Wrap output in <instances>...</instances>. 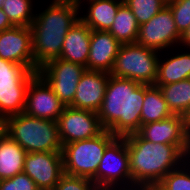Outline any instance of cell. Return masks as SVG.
Returning <instances> with one entry per match:
<instances>
[{
  "label": "cell",
  "mask_w": 190,
  "mask_h": 190,
  "mask_svg": "<svg viewBox=\"0 0 190 190\" xmlns=\"http://www.w3.org/2000/svg\"><path fill=\"white\" fill-rule=\"evenodd\" d=\"M144 97L145 84L110 75L97 112L102 127L116 137L137 133L141 127Z\"/></svg>",
  "instance_id": "1"
},
{
  "label": "cell",
  "mask_w": 190,
  "mask_h": 190,
  "mask_svg": "<svg viewBox=\"0 0 190 190\" xmlns=\"http://www.w3.org/2000/svg\"><path fill=\"white\" fill-rule=\"evenodd\" d=\"M83 13L77 0H52L46 9L36 13L31 24L35 66L58 59L64 38Z\"/></svg>",
  "instance_id": "2"
},
{
  "label": "cell",
  "mask_w": 190,
  "mask_h": 190,
  "mask_svg": "<svg viewBox=\"0 0 190 190\" xmlns=\"http://www.w3.org/2000/svg\"><path fill=\"white\" fill-rule=\"evenodd\" d=\"M124 138L129 154L133 190L157 186L170 171L189 159L177 146L152 143L138 133Z\"/></svg>",
  "instance_id": "3"
},
{
  "label": "cell",
  "mask_w": 190,
  "mask_h": 190,
  "mask_svg": "<svg viewBox=\"0 0 190 190\" xmlns=\"http://www.w3.org/2000/svg\"><path fill=\"white\" fill-rule=\"evenodd\" d=\"M2 130L27 153H62L56 121L29 116L23 112L7 117L2 122Z\"/></svg>",
  "instance_id": "4"
},
{
  "label": "cell",
  "mask_w": 190,
  "mask_h": 190,
  "mask_svg": "<svg viewBox=\"0 0 190 190\" xmlns=\"http://www.w3.org/2000/svg\"><path fill=\"white\" fill-rule=\"evenodd\" d=\"M115 138L109 130H104L94 138L63 145L64 174L92 179L97 173L106 147Z\"/></svg>",
  "instance_id": "5"
},
{
  "label": "cell",
  "mask_w": 190,
  "mask_h": 190,
  "mask_svg": "<svg viewBox=\"0 0 190 190\" xmlns=\"http://www.w3.org/2000/svg\"><path fill=\"white\" fill-rule=\"evenodd\" d=\"M161 52L138 43L122 44L110 75L154 85Z\"/></svg>",
  "instance_id": "6"
},
{
  "label": "cell",
  "mask_w": 190,
  "mask_h": 190,
  "mask_svg": "<svg viewBox=\"0 0 190 190\" xmlns=\"http://www.w3.org/2000/svg\"><path fill=\"white\" fill-rule=\"evenodd\" d=\"M38 74L24 65L0 58V120L24 112L26 91Z\"/></svg>",
  "instance_id": "7"
},
{
  "label": "cell",
  "mask_w": 190,
  "mask_h": 190,
  "mask_svg": "<svg viewBox=\"0 0 190 190\" xmlns=\"http://www.w3.org/2000/svg\"><path fill=\"white\" fill-rule=\"evenodd\" d=\"M91 180L101 190H133L124 137H116L106 147L97 173Z\"/></svg>",
  "instance_id": "8"
},
{
  "label": "cell",
  "mask_w": 190,
  "mask_h": 190,
  "mask_svg": "<svg viewBox=\"0 0 190 190\" xmlns=\"http://www.w3.org/2000/svg\"><path fill=\"white\" fill-rule=\"evenodd\" d=\"M181 36L173 13L166 5L148 22L140 25L136 43L163 53L175 45L180 46Z\"/></svg>",
  "instance_id": "9"
},
{
  "label": "cell",
  "mask_w": 190,
  "mask_h": 190,
  "mask_svg": "<svg viewBox=\"0 0 190 190\" xmlns=\"http://www.w3.org/2000/svg\"><path fill=\"white\" fill-rule=\"evenodd\" d=\"M85 70L86 67L80 64L58 58L47 62L38 70V74L65 106H69L73 102L76 87Z\"/></svg>",
  "instance_id": "10"
},
{
  "label": "cell",
  "mask_w": 190,
  "mask_h": 190,
  "mask_svg": "<svg viewBox=\"0 0 190 190\" xmlns=\"http://www.w3.org/2000/svg\"><path fill=\"white\" fill-rule=\"evenodd\" d=\"M56 122L62 146L74 141L94 138L105 130L96 112L70 106L64 108Z\"/></svg>",
  "instance_id": "11"
},
{
  "label": "cell",
  "mask_w": 190,
  "mask_h": 190,
  "mask_svg": "<svg viewBox=\"0 0 190 190\" xmlns=\"http://www.w3.org/2000/svg\"><path fill=\"white\" fill-rule=\"evenodd\" d=\"M65 107V104L39 74L30 81L26 91L24 113L41 119L57 121Z\"/></svg>",
  "instance_id": "12"
},
{
  "label": "cell",
  "mask_w": 190,
  "mask_h": 190,
  "mask_svg": "<svg viewBox=\"0 0 190 190\" xmlns=\"http://www.w3.org/2000/svg\"><path fill=\"white\" fill-rule=\"evenodd\" d=\"M137 133L152 143L175 145L190 158V135L182 115L173 114L161 121L141 125Z\"/></svg>",
  "instance_id": "13"
},
{
  "label": "cell",
  "mask_w": 190,
  "mask_h": 190,
  "mask_svg": "<svg viewBox=\"0 0 190 190\" xmlns=\"http://www.w3.org/2000/svg\"><path fill=\"white\" fill-rule=\"evenodd\" d=\"M23 172L35 182L39 190H54L64 174L62 153H26Z\"/></svg>",
  "instance_id": "14"
},
{
  "label": "cell",
  "mask_w": 190,
  "mask_h": 190,
  "mask_svg": "<svg viewBox=\"0 0 190 190\" xmlns=\"http://www.w3.org/2000/svg\"><path fill=\"white\" fill-rule=\"evenodd\" d=\"M0 58L38 72L34 62L31 27L13 26L1 31Z\"/></svg>",
  "instance_id": "15"
},
{
  "label": "cell",
  "mask_w": 190,
  "mask_h": 190,
  "mask_svg": "<svg viewBox=\"0 0 190 190\" xmlns=\"http://www.w3.org/2000/svg\"><path fill=\"white\" fill-rule=\"evenodd\" d=\"M110 73L94 70H85L82 74L73 102L72 108L98 112L106 92Z\"/></svg>",
  "instance_id": "16"
},
{
  "label": "cell",
  "mask_w": 190,
  "mask_h": 190,
  "mask_svg": "<svg viewBox=\"0 0 190 190\" xmlns=\"http://www.w3.org/2000/svg\"><path fill=\"white\" fill-rule=\"evenodd\" d=\"M121 45L109 31L91 30L86 70L110 73Z\"/></svg>",
  "instance_id": "17"
},
{
  "label": "cell",
  "mask_w": 190,
  "mask_h": 190,
  "mask_svg": "<svg viewBox=\"0 0 190 190\" xmlns=\"http://www.w3.org/2000/svg\"><path fill=\"white\" fill-rule=\"evenodd\" d=\"M90 37L91 29L79 19L67 32L59 58L87 67Z\"/></svg>",
  "instance_id": "18"
},
{
  "label": "cell",
  "mask_w": 190,
  "mask_h": 190,
  "mask_svg": "<svg viewBox=\"0 0 190 190\" xmlns=\"http://www.w3.org/2000/svg\"><path fill=\"white\" fill-rule=\"evenodd\" d=\"M80 8L83 2H87L88 8L86 14L80 13V19L91 30H104L108 31L113 24L114 18L119 7L123 2L119 0H77Z\"/></svg>",
  "instance_id": "19"
},
{
  "label": "cell",
  "mask_w": 190,
  "mask_h": 190,
  "mask_svg": "<svg viewBox=\"0 0 190 190\" xmlns=\"http://www.w3.org/2000/svg\"><path fill=\"white\" fill-rule=\"evenodd\" d=\"M179 51L171 56H169L168 50L165 51V55L168 52V58L164 53L160 55L157 79L154 85H167L190 78V49L184 50L185 52H182L180 49Z\"/></svg>",
  "instance_id": "20"
},
{
  "label": "cell",
  "mask_w": 190,
  "mask_h": 190,
  "mask_svg": "<svg viewBox=\"0 0 190 190\" xmlns=\"http://www.w3.org/2000/svg\"><path fill=\"white\" fill-rule=\"evenodd\" d=\"M26 151L3 131L0 133V180L23 172Z\"/></svg>",
  "instance_id": "21"
},
{
  "label": "cell",
  "mask_w": 190,
  "mask_h": 190,
  "mask_svg": "<svg viewBox=\"0 0 190 190\" xmlns=\"http://www.w3.org/2000/svg\"><path fill=\"white\" fill-rule=\"evenodd\" d=\"M169 110L163 94L158 86L145 84V97L141 110V125L161 121L170 117Z\"/></svg>",
  "instance_id": "22"
},
{
  "label": "cell",
  "mask_w": 190,
  "mask_h": 190,
  "mask_svg": "<svg viewBox=\"0 0 190 190\" xmlns=\"http://www.w3.org/2000/svg\"><path fill=\"white\" fill-rule=\"evenodd\" d=\"M139 23L124 3L119 7L113 24L108 30L121 44L136 43Z\"/></svg>",
  "instance_id": "23"
},
{
  "label": "cell",
  "mask_w": 190,
  "mask_h": 190,
  "mask_svg": "<svg viewBox=\"0 0 190 190\" xmlns=\"http://www.w3.org/2000/svg\"><path fill=\"white\" fill-rule=\"evenodd\" d=\"M158 86L172 114L182 115L190 107V78Z\"/></svg>",
  "instance_id": "24"
},
{
  "label": "cell",
  "mask_w": 190,
  "mask_h": 190,
  "mask_svg": "<svg viewBox=\"0 0 190 190\" xmlns=\"http://www.w3.org/2000/svg\"><path fill=\"white\" fill-rule=\"evenodd\" d=\"M33 0H3L2 10L13 26L30 27L35 17Z\"/></svg>",
  "instance_id": "25"
},
{
  "label": "cell",
  "mask_w": 190,
  "mask_h": 190,
  "mask_svg": "<svg viewBox=\"0 0 190 190\" xmlns=\"http://www.w3.org/2000/svg\"><path fill=\"white\" fill-rule=\"evenodd\" d=\"M157 187L160 190H190V158L170 171Z\"/></svg>",
  "instance_id": "26"
},
{
  "label": "cell",
  "mask_w": 190,
  "mask_h": 190,
  "mask_svg": "<svg viewBox=\"0 0 190 190\" xmlns=\"http://www.w3.org/2000/svg\"><path fill=\"white\" fill-rule=\"evenodd\" d=\"M123 3L130 8L139 25L148 22L166 6L161 0H125Z\"/></svg>",
  "instance_id": "27"
},
{
  "label": "cell",
  "mask_w": 190,
  "mask_h": 190,
  "mask_svg": "<svg viewBox=\"0 0 190 190\" xmlns=\"http://www.w3.org/2000/svg\"><path fill=\"white\" fill-rule=\"evenodd\" d=\"M167 6L171 9L177 30L182 35L190 25V0H174Z\"/></svg>",
  "instance_id": "28"
},
{
  "label": "cell",
  "mask_w": 190,
  "mask_h": 190,
  "mask_svg": "<svg viewBox=\"0 0 190 190\" xmlns=\"http://www.w3.org/2000/svg\"><path fill=\"white\" fill-rule=\"evenodd\" d=\"M54 190H101L91 179L63 174Z\"/></svg>",
  "instance_id": "29"
},
{
  "label": "cell",
  "mask_w": 190,
  "mask_h": 190,
  "mask_svg": "<svg viewBox=\"0 0 190 190\" xmlns=\"http://www.w3.org/2000/svg\"><path fill=\"white\" fill-rule=\"evenodd\" d=\"M0 190H39L35 182L24 172L10 179L0 180Z\"/></svg>",
  "instance_id": "30"
},
{
  "label": "cell",
  "mask_w": 190,
  "mask_h": 190,
  "mask_svg": "<svg viewBox=\"0 0 190 190\" xmlns=\"http://www.w3.org/2000/svg\"><path fill=\"white\" fill-rule=\"evenodd\" d=\"M12 27L13 25L10 23L7 15L4 13L2 8H0V32Z\"/></svg>",
  "instance_id": "31"
},
{
  "label": "cell",
  "mask_w": 190,
  "mask_h": 190,
  "mask_svg": "<svg viewBox=\"0 0 190 190\" xmlns=\"http://www.w3.org/2000/svg\"><path fill=\"white\" fill-rule=\"evenodd\" d=\"M181 48L182 46L186 49H190V25L188 29L182 34L180 41Z\"/></svg>",
  "instance_id": "32"
},
{
  "label": "cell",
  "mask_w": 190,
  "mask_h": 190,
  "mask_svg": "<svg viewBox=\"0 0 190 190\" xmlns=\"http://www.w3.org/2000/svg\"><path fill=\"white\" fill-rule=\"evenodd\" d=\"M183 121H184V126L186 127V130H187L188 134L190 135V107L183 114Z\"/></svg>",
  "instance_id": "33"
},
{
  "label": "cell",
  "mask_w": 190,
  "mask_h": 190,
  "mask_svg": "<svg viewBox=\"0 0 190 190\" xmlns=\"http://www.w3.org/2000/svg\"><path fill=\"white\" fill-rule=\"evenodd\" d=\"M143 190H160V189L157 186H153V187L144 188Z\"/></svg>",
  "instance_id": "34"
},
{
  "label": "cell",
  "mask_w": 190,
  "mask_h": 190,
  "mask_svg": "<svg viewBox=\"0 0 190 190\" xmlns=\"http://www.w3.org/2000/svg\"><path fill=\"white\" fill-rule=\"evenodd\" d=\"M162 2H164L166 5L170 4L171 2H173L174 0H161Z\"/></svg>",
  "instance_id": "35"
},
{
  "label": "cell",
  "mask_w": 190,
  "mask_h": 190,
  "mask_svg": "<svg viewBox=\"0 0 190 190\" xmlns=\"http://www.w3.org/2000/svg\"><path fill=\"white\" fill-rule=\"evenodd\" d=\"M2 121L0 120V133L2 132Z\"/></svg>",
  "instance_id": "36"
},
{
  "label": "cell",
  "mask_w": 190,
  "mask_h": 190,
  "mask_svg": "<svg viewBox=\"0 0 190 190\" xmlns=\"http://www.w3.org/2000/svg\"><path fill=\"white\" fill-rule=\"evenodd\" d=\"M3 6V0H0V8Z\"/></svg>",
  "instance_id": "37"
}]
</instances>
